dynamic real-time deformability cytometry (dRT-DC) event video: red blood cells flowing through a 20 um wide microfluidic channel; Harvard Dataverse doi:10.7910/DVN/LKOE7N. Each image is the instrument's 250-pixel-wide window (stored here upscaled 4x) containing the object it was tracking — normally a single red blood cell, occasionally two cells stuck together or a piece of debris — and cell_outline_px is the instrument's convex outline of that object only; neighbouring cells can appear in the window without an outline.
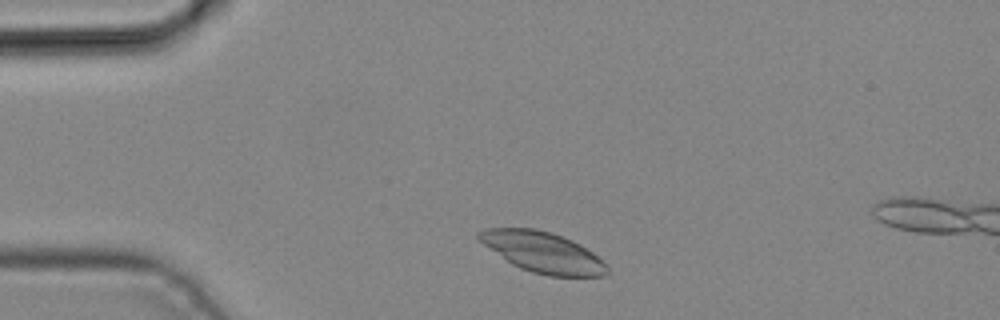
{"species": "common noctule bat (a hibernating species)", "species_latin": "Nyctalus noctula", "temperature_condition": "cold", "stored_images_in_passage": 2, "camera_frame_rate_fps": 3000, "um_per_image_px": 0.085, "animal": {"sex": "male", "body_mass_g": 19.2, "forearm_length_mm": 51.8}, "frame": {"image": 1, "passage_image": 1, "time_ms": 0.0, "image_size_px": [1000, 320], "cell_outline_px": [[608, 272], [604, 276], [548, 276], [532, 272], [520, 268], [512, 264], [484, 244], [476, 236], [476, 232], [484, 228], [536, 228], [552, 232], [572, 240], [580, 244], [592, 252], [608, 264]], "centroid_in_image_um": [46.15, 21.43], "position_along_channel_um": 38.8, "area_um2": 30.35}}